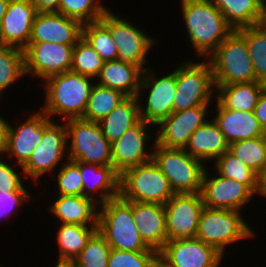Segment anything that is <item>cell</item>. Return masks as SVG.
Segmentation results:
<instances>
[{
  "instance_id": "6da1fadb",
  "label": "cell",
  "mask_w": 266,
  "mask_h": 267,
  "mask_svg": "<svg viewBox=\"0 0 266 267\" xmlns=\"http://www.w3.org/2000/svg\"><path fill=\"white\" fill-rule=\"evenodd\" d=\"M181 18L195 55L207 59L233 31L212 0H180Z\"/></svg>"
},
{
  "instance_id": "7a4b0ae2",
  "label": "cell",
  "mask_w": 266,
  "mask_h": 267,
  "mask_svg": "<svg viewBox=\"0 0 266 267\" xmlns=\"http://www.w3.org/2000/svg\"><path fill=\"white\" fill-rule=\"evenodd\" d=\"M94 81L73 71L46 78L43 81L45 101L40 109L52 120L54 116L63 121L82 118Z\"/></svg>"
},
{
  "instance_id": "3957f363",
  "label": "cell",
  "mask_w": 266,
  "mask_h": 267,
  "mask_svg": "<svg viewBox=\"0 0 266 267\" xmlns=\"http://www.w3.org/2000/svg\"><path fill=\"white\" fill-rule=\"evenodd\" d=\"M98 232L113 249L125 251H156L141 239L133 220L132 201L120 196L99 205Z\"/></svg>"
},
{
  "instance_id": "277c9868",
  "label": "cell",
  "mask_w": 266,
  "mask_h": 267,
  "mask_svg": "<svg viewBox=\"0 0 266 267\" xmlns=\"http://www.w3.org/2000/svg\"><path fill=\"white\" fill-rule=\"evenodd\" d=\"M243 212L230 209L204 207L196 233V238L215 247L226 255L227 248L241 240L256 238L257 232L243 217Z\"/></svg>"
},
{
  "instance_id": "5b68a950",
  "label": "cell",
  "mask_w": 266,
  "mask_h": 267,
  "mask_svg": "<svg viewBox=\"0 0 266 267\" xmlns=\"http://www.w3.org/2000/svg\"><path fill=\"white\" fill-rule=\"evenodd\" d=\"M215 86L258 81L246 40L234 30L207 58Z\"/></svg>"
},
{
  "instance_id": "8992f818",
  "label": "cell",
  "mask_w": 266,
  "mask_h": 267,
  "mask_svg": "<svg viewBox=\"0 0 266 267\" xmlns=\"http://www.w3.org/2000/svg\"><path fill=\"white\" fill-rule=\"evenodd\" d=\"M183 61L176 67L173 112L197 106H212L216 89L210 62L207 59Z\"/></svg>"
},
{
  "instance_id": "52a82bcc",
  "label": "cell",
  "mask_w": 266,
  "mask_h": 267,
  "mask_svg": "<svg viewBox=\"0 0 266 267\" xmlns=\"http://www.w3.org/2000/svg\"><path fill=\"white\" fill-rule=\"evenodd\" d=\"M153 161L167 177L175 194L200 193L207 168L198 158L183 148H168L155 144Z\"/></svg>"
},
{
  "instance_id": "ba28073f",
  "label": "cell",
  "mask_w": 266,
  "mask_h": 267,
  "mask_svg": "<svg viewBox=\"0 0 266 267\" xmlns=\"http://www.w3.org/2000/svg\"><path fill=\"white\" fill-rule=\"evenodd\" d=\"M174 194L153 160L128 168L120 175L119 196L123 200L165 205Z\"/></svg>"
},
{
  "instance_id": "9c48e42d",
  "label": "cell",
  "mask_w": 266,
  "mask_h": 267,
  "mask_svg": "<svg viewBox=\"0 0 266 267\" xmlns=\"http://www.w3.org/2000/svg\"><path fill=\"white\" fill-rule=\"evenodd\" d=\"M67 131L68 158L86 164L112 166L111 143L98 122L82 118L64 121Z\"/></svg>"
},
{
  "instance_id": "30bf717a",
  "label": "cell",
  "mask_w": 266,
  "mask_h": 267,
  "mask_svg": "<svg viewBox=\"0 0 266 267\" xmlns=\"http://www.w3.org/2000/svg\"><path fill=\"white\" fill-rule=\"evenodd\" d=\"M56 121L48 118L44 122L43 138L22 166L26 179L30 178L35 185H39L43 176L53 174L69 159L65 122Z\"/></svg>"
},
{
  "instance_id": "8fae6325",
  "label": "cell",
  "mask_w": 266,
  "mask_h": 267,
  "mask_svg": "<svg viewBox=\"0 0 266 267\" xmlns=\"http://www.w3.org/2000/svg\"><path fill=\"white\" fill-rule=\"evenodd\" d=\"M152 68V66L148 67L143 72L137 99L141 119L157 127L173 112L176 95V67L172 72H165L167 74L163 73L160 77ZM144 91H147L146 98Z\"/></svg>"
},
{
  "instance_id": "7c38bea8",
  "label": "cell",
  "mask_w": 266,
  "mask_h": 267,
  "mask_svg": "<svg viewBox=\"0 0 266 267\" xmlns=\"http://www.w3.org/2000/svg\"><path fill=\"white\" fill-rule=\"evenodd\" d=\"M112 12L110 9L102 16L100 21L109 29L118 50V59L140 66L144 71L148 68L147 55L158 44L156 38L146 34L124 16Z\"/></svg>"
},
{
  "instance_id": "4fadbf2b",
  "label": "cell",
  "mask_w": 266,
  "mask_h": 267,
  "mask_svg": "<svg viewBox=\"0 0 266 267\" xmlns=\"http://www.w3.org/2000/svg\"><path fill=\"white\" fill-rule=\"evenodd\" d=\"M150 128L155 127L141 119L111 144L112 166L119 175L128 168L153 160V149L157 140L156 130L153 133L155 135L153 139ZM147 144L151 145L149 147L151 151L147 149Z\"/></svg>"
},
{
  "instance_id": "5bb4252c",
  "label": "cell",
  "mask_w": 266,
  "mask_h": 267,
  "mask_svg": "<svg viewBox=\"0 0 266 267\" xmlns=\"http://www.w3.org/2000/svg\"><path fill=\"white\" fill-rule=\"evenodd\" d=\"M75 45L29 42L24 49L25 73L43 82L46 78L71 71Z\"/></svg>"
},
{
  "instance_id": "9a60e30c",
  "label": "cell",
  "mask_w": 266,
  "mask_h": 267,
  "mask_svg": "<svg viewBox=\"0 0 266 267\" xmlns=\"http://www.w3.org/2000/svg\"><path fill=\"white\" fill-rule=\"evenodd\" d=\"M212 170L207 164L202 179L200 194L205 207L242 212L248 203H252L256 195L245 184L220 176L216 171L214 174ZM210 173H213L212 177Z\"/></svg>"
},
{
  "instance_id": "2e32d148",
  "label": "cell",
  "mask_w": 266,
  "mask_h": 267,
  "mask_svg": "<svg viewBox=\"0 0 266 267\" xmlns=\"http://www.w3.org/2000/svg\"><path fill=\"white\" fill-rule=\"evenodd\" d=\"M223 257L215 247L197 238L169 240L159 251L163 267H220Z\"/></svg>"
},
{
  "instance_id": "e0dca14e",
  "label": "cell",
  "mask_w": 266,
  "mask_h": 267,
  "mask_svg": "<svg viewBox=\"0 0 266 267\" xmlns=\"http://www.w3.org/2000/svg\"><path fill=\"white\" fill-rule=\"evenodd\" d=\"M167 241L196 238L204 203L200 193L174 194L164 205Z\"/></svg>"
},
{
  "instance_id": "ac0fdd59",
  "label": "cell",
  "mask_w": 266,
  "mask_h": 267,
  "mask_svg": "<svg viewBox=\"0 0 266 267\" xmlns=\"http://www.w3.org/2000/svg\"><path fill=\"white\" fill-rule=\"evenodd\" d=\"M49 117L38 109L21 123L12 125L8 121L6 158L16 165L23 166L44 135V122ZM13 158V159H12Z\"/></svg>"
},
{
  "instance_id": "d6986e66",
  "label": "cell",
  "mask_w": 266,
  "mask_h": 267,
  "mask_svg": "<svg viewBox=\"0 0 266 267\" xmlns=\"http://www.w3.org/2000/svg\"><path fill=\"white\" fill-rule=\"evenodd\" d=\"M212 107L197 106L172 112L157 126L156 143L168 148L184 149L192 133L207 121Z\"/></svg>"
},
{
  "instance_id": "ffe728a7",
  "label": "cell",
  "mask_w": 266,
  "mask_h": 267,
  "mask_svg": "<svg viewBox=\"0 0 266 267\" xmlns=\"http://www.w3.org/2000/svg\"><path fill=\"white\" fill-rule=\"evenodd\" d=\"M38 13L33 0H9L0 26V45L24 50Z\"/></svg>"
},
{
  "instance_id": "44dd1931",
  "label": "cell",
  "mask_w": 266,
  "mask_h": 267,
  "mask_svg": "<svg viewBox=\"0 0 266 267\" xmlns=\"http://www.w3.org/2000/svg\"><path fill=\"white\" fill-rule=\"evenodd\" d=\"M82 24L56 11L39 12L33 22L29 42L76 45L82 37Z\"/></svg>"
},
{
  "instance_id": "7402d4cb",
  "label": "cell",
  "mask_w": 266,
  "mask_h": 267,
  "mask_svg": "<svg viewBox=\"0 0 266 267\" xmlns=\"http://www.w3.org/2000/svg\"><path fill=\"white\" fill-rule=\"evenodd\" d=\"M215 115H210L225 135L229 145L233 142L266 136V131L255 117L254 111H236L224 108L217 100Z\"/></svg>"
},
{
  "instance_id": "603a6c76",
  "label": "cell",
  "mask_w": 266,
  "mask_h": 267,
  "mask_svg": "<svg viewBox=\"0 0 266 267\" xmlns=\"http://www.w3.org/2000/svg\"><path fill=\"white\" fill-rule=\"evenodd\" d=\"M132 214L141 239L159 252L167 242L164 204L132 201Z\"/></svg>"
},
{
  "instance_id": "cb8c5ba5",
  "label": "cell",
  "mask_w": 266,
  "mask_h": 267,
  "mask_svg": "<svg viewBox=\"0 0 266 267\" xmlns=\"http://www.w3.org/2000/svg\"><path fill=\"white\" fill-rule=\"evenodd\" d=\"M83 183L82 196L93 199L101 205L119 197L120 175L113 166H99L80 162Z\"/></svg>"
},
{
  "instance_id": "d4e9b609",
  "label": "cell",
  "mask_w": 266,
  "mask_h": 267,
  "mask_svg": "<svg viewBox=\"0 0 266 267\" xmlns=\"http://www.w3.org/2000/svg\"><path fill=\"white\" fill-rule=\"evenodd\" d=\"M47 204V210L54 215L57 224L98 226L99 204L84 196L57 195ZM59 222V223H58ZM90 224V225H89Z\"/></svg>"
},
{
  "instance_id": "484cf974",
  "label": "cell",
  "mask_w": 266,
  "mask_h": 267,
  "mask_svg": "<svg viewBox=\"0 0 266 267\" xmlns=\"http://www.w3.org/2000/svg\"><path fill=\"white\" fill-rule=\"evenodd\" d=\"M143 72L140 66L130 62L105 61L95 82L120 91L126 97H137Z\"/></svg>"
},
{
  "instance_id": "4316f807",
  "label": "cell",
  "mask_w": 266,
  "mask_h": 267,
  "mask_svg": "<svg viewBox=\"0 0 266 267\" xmlns=\"http://www.w3.org/2000/svg\"><path fill=\"white\" fill-rule=\"evenodd\" d=\"M184 149L192 157L212 164V161L229 150V143L212 118L192 133Z\"/></svg>"
},
{
  "instance_id": "83f0119b",
  "label": "cell",
  "mask_w": 266,
  "mask_h": 267,
  "mask_svg": "<svg viewBox=\"0 0 266 267\" xmlns=\"http://www.w3.org/2000/svg\"><path fill=\"white\" fill-rule=\"evenodd\" d=\"M265 88L266 84L260 81L215 86V99L229 110L254 111Z\"/></svg>"
},
{
  "instance_id": "f1b7e54d",
  "label": "cell",
  "mask_w": 266,
  "mask_h": 267,
  "mask_svg": "<svg viewBox=\"0 0 266 267\" xmlns=\"http://www.w3.org/2000/svg\"><path fill=\"white\" fill-rule=\"evenodd\" d=\"M59 225V226H58ZM55 241L58 246L56 263H72L98 231V226L57 224Z\"/></svg>"
},
{
  "instance_id": "f546056e",
  "label": "cell",
  "mask_w": 266,
  "mask_h": 267,
  "mask_svg": "<svg viewBox=\"0 0 266 267\" xmlns=\"http://www.w3.org/2000/svg\"><path fill=\"white\" fill-rule=\"evenodd\" d=\"M140 120L137 97H126L108 116L98 123L103 135L112 144Z\"/></svg>"
},
{
  "instance_id": "4dcf8cb0",
  "label": "cell",
  "mask_w": 266,
  "mask_h": 267,
  "mask_svg": "<svg viewBox=\"0 0 266 267\" xmlns=\"http://www.w3.org/2000/svg\"><path fill=\"white\" fill-rule=\"evenodd\" d=\"M234 30L257 26L265 0H212Z\"/></svg>"
},
{
  "instance_id": "1f68e13d",
  "label": "cell",
  "mask_w": 266,
  "mask_h": 267,
  "mask_svg": "<svg viewBox=\"0 0 266 267\" xmlns=\"http://www.w3.org/2000/svg\"><path fill=\"white\" fill-rule=\"evenodd\" d=\"M212 164V168L220 176L239 181L245 184L255 195H260L261 176L235 157L229 150L219 156Z\"/></svg>"
},
{
  "instance_id": "d6a6232c",
  "label": "cell",
  "mask_w": 266,
  "mask_h": 267,
  "mask_svg": "<svg viewBox=\"0 0 266 267\" xmlns=\"http://www.w3.org/2000/svg\"><path fill=\"white\" fill-rule=\"evenodd\" d=\"M125 98L126 96L120 91L101 86L95 82L82 119L99 122L108 116Z\"/></svg>"
},
{
  "instance_id": "836d02e7",
  "label": "cell",
  "mask_w": 266,
  "mask_h": 267,
  "mask_svg": "<svg viewBox=\"0 0 266 267\" xmlns=\"http://www.w3.org/2000/svg\"><path fill=\"white\" fill-rule=\"evenodd\" d=\"M22 77H26L24 50L0 45V100L5 96V90L9 87L11 90Z\"/></svg>"
},
{
  "instance_id": "e575fe53",
  "label": "cell",
  "mask_w": 266,
  "mask_h": 267,
  "mask_svg": "<svg viewBox=\"0 0 266 267\" xmlns=\"http://www.w3.org/2000/svg\"><path fill=\"white\" fill-rule=\"evenodd\" d=\"M229 151L249 168L262 176L266 171V136L229 145Z\"/></svg>"
},
{
  "instance_id": "d590c367",
  "label": "cell",
  "mask_w": 266,
  "mask_h": 267,
  "mask_svg": "<svg viewBox=\"0 0 266 267\" xmlns=\"http://www.w3.org/2000/svg\"><path fill=\"white\" fill-rule=\"evenodd\" d=\"M236 31L246 40L256 79L266 84V33L258 26L243 27Z\"/></svg>"
},
{
  "instance_id": "8d00e7d4",
  "label": "cell",
  "mask_w": 266,
  "mask_h": 267,
  "mask_svg": "<svg viewBox=\"0 0 266 267\" xmlns=\"http://www.w3.org/2000/svg\"><path fill=\"white\" fill-rule=\"evenodd\" d=\"M109 9L100 0H60L56 12L84 25L100 20Z\"/></svg>"
},
{
  "instance_id": "74e56055",
  "label": "cell",
  "mask_w": 266,
  "mask_h": 267,
  "mask_svg": "<svg viewBox=\"0 0 266 267\" xmlns=\"http://www.w3.org/2000/svg\"><path fill=\"white\" fill-rule=\"evenodd\" d=\"M82 36L104 61L118 59V50L110 31L100 20L84 24Z\"/></svg>"
},
{
  "instance_id": "f35d334b",
  "label": "cell",
  "mask_w": 266,
  "mask_h": 267,
  "mask_svg": "<svg viewBox=\"0 0 266 267\" xmlns=\"http://www.w3.org/2000/svg\"><path fill=\"white\" fill-rule=\"evenodd\" d=\"M104 60L82 36L74 46L71 71L96 79Z\"/></svg>"
},
{
  "instance_id": "ab89813d",
  "label": "cell",
  "mask_w": 266,
  "mask_h": 267,
  "mask_svg": "<svg viewBox=\"0 0 266 267\" xmlns=\"http://www.w3.org/2000/svg\"><path fill=\"white\" fill-rule=\"evenodd\" d=\"M111 247L97 231L71 263L74 267H108Z\"/></svg>"
},
{
  "instance_id": "60d3db41",
  "label": "cell",
  "mask_w": 266,
  "mask_h": 267,
  "mask_svg": "<svg viewBox=\"0 0 266 267\" xmlns=\"http://www.w3.org/2000/svg\"><path fill=\"white\" fill-rule=\"evenodd\" d=\"M60 169V170H59ZM52 177L57 184L56 195L82 196L83 183L80 174V161L67 160Z\"/></svg>"
},
{
  "instance_id": "b9f144b4",
  "label": "cell",
  "mask_w": 266,
  "mask_h": 267,
  "mask_svg": "<svg viewBox=\"0 0 266 267\" xmlns=\"http://www.w3.org/2000/svg\"><path fill=\"white\" fill-rule=\"evenodd\" d=\"M158 263V251L134 252L111 248L108 267H155Z\"/></svg>"
},
{
  "instance_id": "7bdbcfd3",
  "label": "cell",
  "mask_w": 266,
  "mask_h": 267,
  "mask_svg": "<svg viewBox=\"0 0 266 267\" xmlns=\"http://www.w3.org/2000/svg\"><path fill=\"white\" fill-rule=\"evenodd\" d=\"M25 180L27 179L21 166L11 163L8 158L0 159V192L29 191L24 185Z\"/></svg>"
},
{
  "instance_id": "ee69618b",
  "label": "cell",
  "mask_w": 266,
  "mask_h": 267,
  "mask_svg": "<svg viewBox=\"0 0 266 267\" xmlns=\"http://www.w3.org/2000/svg\"><path fill=\"white\" fill-rule=\"evenodd\" d=\"M32 194L29 191H12V192H0V221L1 219H7V222L11 218L10 216L15 215L18 209L23 204L32 201Z\"/></svg>"
},
{
  "instance_id": "f6af8a7d",
  "label": "cell",
  "mask_w": 266,
  "mask_h": 267,
  "mask_svg": "<svg viewBox=\"0 0 266 267\" xmlns=\"http://www.w3.org/2000/svg\"><path fill=\"white\" fill-rule=\"evenodd\" d=\"M255 117L266 131V88L263 90L256 107L254 108Z\"/></svg>"
},
{
  "instance_id": "bcb514c9",
  "label": "cell",
  "mask_w": 266,
  "mask_h": 267,
  "mask_svg": "<svg viewBox=\"0 0 266 267\" xmlns=\"http://www.w3.org/2000/svg\"><path fill=\"white\" fill-rule=\"evenodd\" d=\"M0 114V159L6 156L8 120Z\"/></svg>"
},
{
  "instance_id": "7dc6e473",
  "label": "cell",
  "mask_w": 266,
  "mask_h": 267,
  "mask_svg": "<svg viewBox=\"0 0 266 267\" xmlns=\"http://www.w3.org/2000/svg\"><path fill=\"white\" fill-rule=\"evenodd\" d=\"M39 12L57 11L60 0H33Z\"/></svg>"
},
{
  "instance_id": "c3c4849f",
  "label": "cell",
  "mask_w": 266,
  "mask_h": 267,
  "mask_svg": "<svg viewBox=\"0 0 266 267\" xmlns=\"http://www.w3.org/2000/svg\"><path fill=\"white\" fill-rule=\"evenodd\" d=\"M257 26L260 27L266 33V7L260 15V19Z\"/></svg>"
},
{
  "instance_id": "681fc988",
  "label": "cell",
  "mask_w": 266,
  "mask_h": 267,
  "mask_svg": "<svg viewBox=\"0 0 266 267\" xmlns=\"http://www.w3.org/2000/svg\"><path fill=\"white\" fill-rule=\"evenodd\" d=\"M9 0H0V26L2 23L3 16L6 13Z\"/></svg>"
},
{
  "instance_id": "f907efd6",
  "label": "cell",
  "mask_w": 266,
  "mask_h": 267,
  "mask_svg": "<svg viewBox=\"0 0 266 267\" xmlns=\"http://www.w3.org/2000/svg\"><path fill=\"white\" fill-rule=\"evenodd\" d=\"M260 196H264L266 198V171L265 173L261 176V191H260Z\"/></svg>"
},
{
  "instance_id": "816d5d0a",
  "label": "cell",
  "mask_w": 266,
  "mask_h": 267,
  "mask_svg": "<svg viewBox=\"0 0 266 267\" xmlns=\"http://www.w3.org/2000/svg\"><path fill=\"white\" fill-rule=\"evenodd\" d=\"M56 265H54V267H74L72 264L70 263H55Z\"/></svg>"
},
{
  "instance_id": "f5cc1de1",
  "label": "cell",
  "mask_w": 266,
  "mask_h": 267,
  "mask_svg": "<svg viewBox=\"0 0 266 267\" xmlns=\"http://www.w3.org/2000/svg\"><path fill=\"white\" fill-rule=\"evenodd\" d=\"M155 267H163L160 263H158Z\"/></svg>"
}]
</instances>
